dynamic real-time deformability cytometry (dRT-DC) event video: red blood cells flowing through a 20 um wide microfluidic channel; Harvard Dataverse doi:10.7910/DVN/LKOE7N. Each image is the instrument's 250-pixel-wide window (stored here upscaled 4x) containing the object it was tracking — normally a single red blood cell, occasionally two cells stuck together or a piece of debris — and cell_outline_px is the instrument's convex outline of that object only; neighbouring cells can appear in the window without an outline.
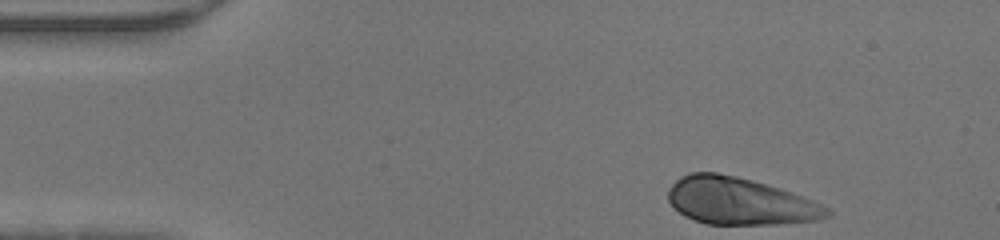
{"species": "human", "species_latin": "Homo sapiens", "temperature_condition": "warm", "stored_images_in_passage": 33, "camera_frame_rate_fps": 3000, "um_per_image_px": 0.085, "donor": {"sex": "male"}, "frame": {"image": 1, "passage_image": 1, "time_ms": 0.0, "image_size_px": [1000, 240], "cell_outline_px": [[832, 216], [820, 220], [776, 224], [708, 224], [684, 216], [668, 200], [668, 188], [680, 176], [688, 172], [716, 172], [736, 176], [752, 180], [780, 188], [792, 192], [812, 200], [828, 208], [832, 212]], "centroid_in_image_um": [62.89, 17.09], "position_along_channel_um": 22.1, "area_um2": 43.7}}
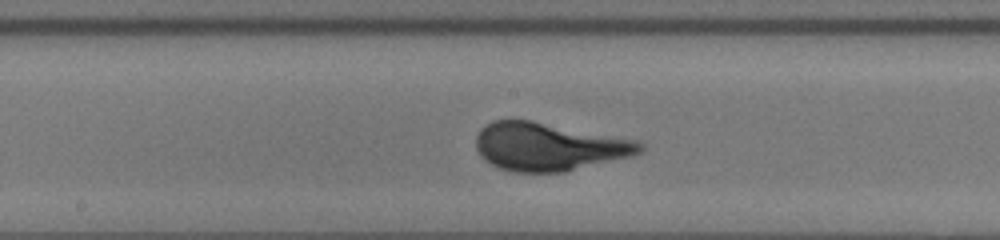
{"frame": {"image": 2, "passage_image": 19, "time_ms": 6.0, "image_size_px": [1000, 240], "cell_outline_px": [[644, 148], [640, 152], [632, 156], [564, 172], [512, 172], [500, 168], [484, 160], [480, 156], [476, 148], [476, 136], [480, 128], [484, 124], [492, 120], [532, 120], [636, 140], [644, 144]], "centroid_in_image_um": [46.61, 12.46], "position_along_channel_um": 201.6, "area_um2": 46.01}}
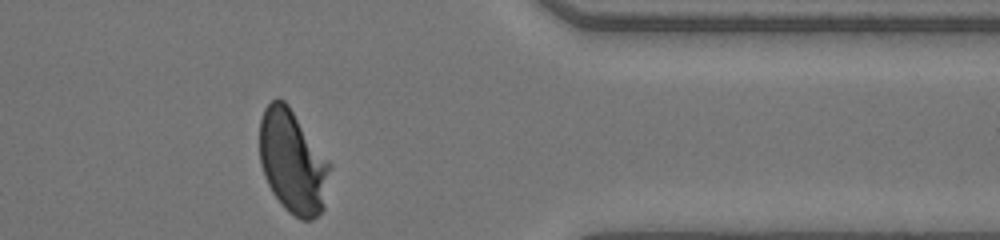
{"frame": {"image": 3, "passage_image": 33, "time_ms": 10.667, "image_size_px": [1000, 240], "cell_outline_px": [[332, 164], [324, 208], [312, 220], [300, 220], [288, 212], [280, 204], [272, 192], [264, 176], [260, 164], [260, 120], [264, 108], [276, 96], [284, 100], [288, 104]], "centroid_in_image_um": [24.89, 13.76], "position_along_channel_um": 386.5, "area_um2": 42.77}}